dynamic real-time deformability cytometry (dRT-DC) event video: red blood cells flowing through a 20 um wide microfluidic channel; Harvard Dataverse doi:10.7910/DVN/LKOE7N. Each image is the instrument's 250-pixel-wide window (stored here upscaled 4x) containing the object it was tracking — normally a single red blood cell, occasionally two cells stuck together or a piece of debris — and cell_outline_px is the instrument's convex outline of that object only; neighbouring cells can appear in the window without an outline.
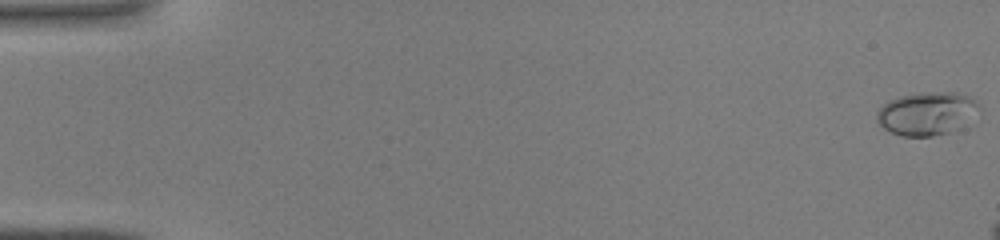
{"species": "common noctule bat (a hibernating species)", "species_latin": "Nyctalus noctula", "temperature_condition": "warm", "stored_images_in_passage": 41, "camera_frame_rate_fps": 3000, "um_per_image_px": 0.085, "animal": {"sex": "male", "body_mass_g": 19.0, "forearm_length_mm": 50.8}, "frame": {"image": 1, "passage_image": 1, "time_ms": 0.0, "image_size_px": [1000, 240], "cell_outline_px": [[980, 108], [956, 128], [948, 132], [932, 136], [900, 136], [888, 132], [876, 120], [876, 112], [888, 100], [900, 96], [920, 92], [956, 92], [968, 96], [980, 104]], "centroid_in_image_um": [78.7, 9.63], "position_along_channel_um": 6.3, "area_um2": 25.43}}
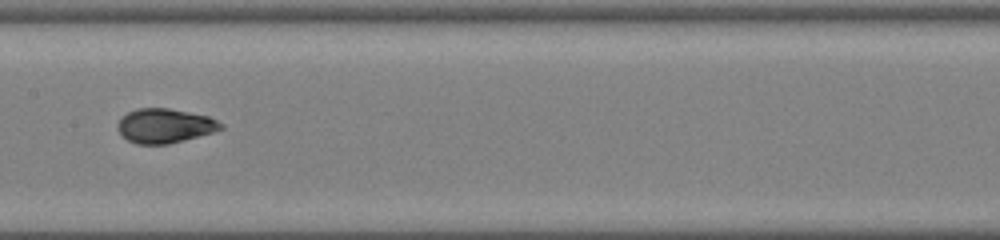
{"frame": {"image": 2, "passage_image": 24, "time_ms": 7.667, "image_size_px": [1000, 240], "cell_outline_px": [[224, 128], [212, 132], [168, 144], [136, 144], [128, 140], [120, 132], [120, 116], [136, 108], [168, 108], [208, 116], [224, 124]], "centroid_in_image_um": [14.02, 10.68], "position_along_channel_um": 193.4, "area_um2": 20.35}}
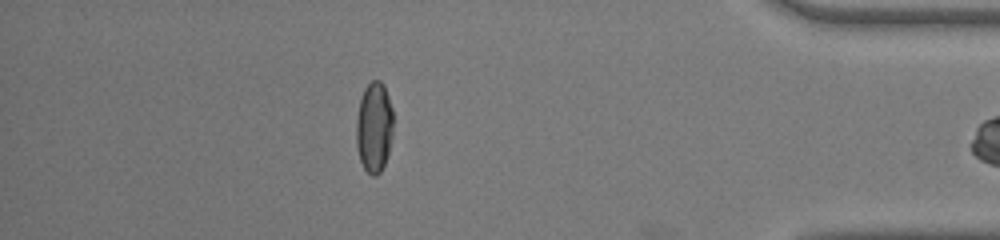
{"frame": {"image": 3, "passage_image": 40, "time_ms": 13.0, "image_size_px": [1000, 240], "cell_outline_px": [[392, 136], [388, 152], [384, 164], [380, 172], [376, 176], [372, 176], [364, 168], [360, 160], [356, 144], [356, 120], [360, 100], [364, 88], [372, 80], [380, 80], [384, 84], [392, 108]], "centroid_in_image_um": [31.79, 10.8], "position_along_channel_um": 403.4, "area_um2": 19.48}}